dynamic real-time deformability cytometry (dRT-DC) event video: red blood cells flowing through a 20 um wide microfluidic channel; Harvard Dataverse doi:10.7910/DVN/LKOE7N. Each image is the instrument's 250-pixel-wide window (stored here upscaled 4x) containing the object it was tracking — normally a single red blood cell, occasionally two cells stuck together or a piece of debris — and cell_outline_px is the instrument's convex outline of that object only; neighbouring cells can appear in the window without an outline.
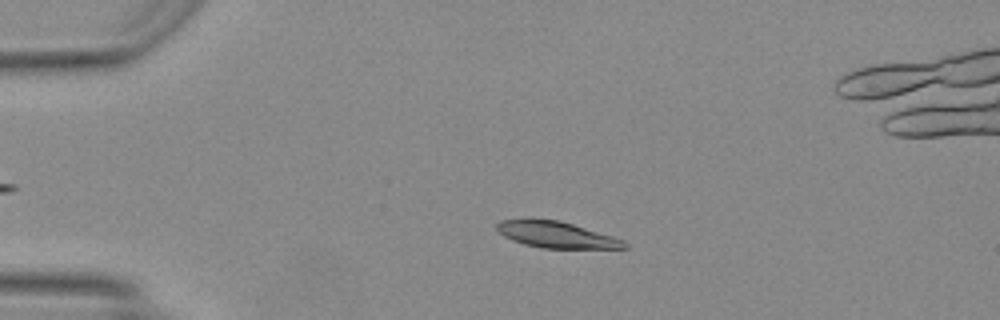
{"species": "Egyptian fruit bat (a non-hibernating species)", "species_latin": "Rousettus aegyptiacus", "temperature_condition": "warm", "stored_images_in_passage": 43, "camera_frame_rate_fps": 3000, "um_per_image_px": 0.085, "animal": {"sex": "female"}, "frame": {"image": 1, "passage_image": 11, "time_ms": 3.333, "image_size_px": [1000, 320], "cell_outline_px": [[628, 248], [540, 248], [524, 244], [512, 240], [504, 236], [496, 228], [496, 224], [500, 220], [528, 216], [560, 220], [612, 236], [624, 240], [628, 244]], "centroid_in_image_um": [47.21, 19.91], "position_along_channel_um": 37.8, "area_um2": 20.06}}
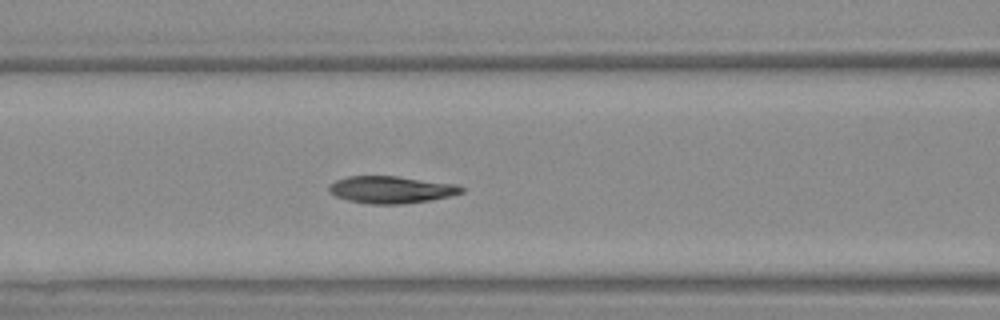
{"frame": {"image": 2, "passage_image": 21, "time_ms": 6.667, "image_size_px": [1000, 320], "cell_outline_px": [[464, 192], [432, 200], [404, 204], [368, 204], [348, 200], [336, 196], [328, 192], [328, 184], [336, 180], [348, 176], [396, 176], [456, 184], [464, 188]], "centroid_in_image_um": [33.22, 16.12], "position_along_channel_um": 133.4, "area_um2": 21.04}}
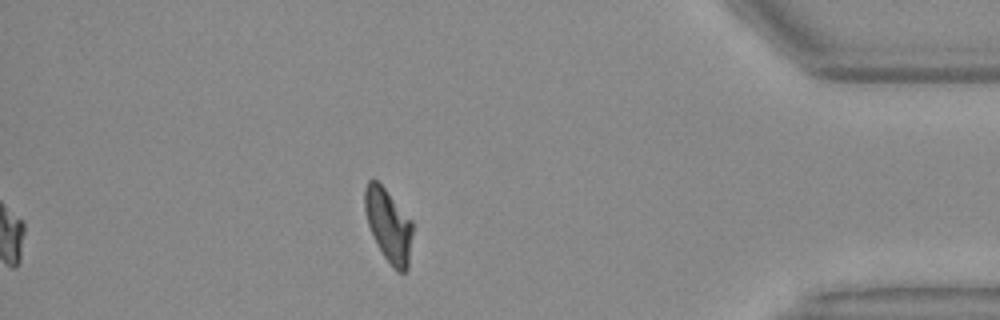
{"frame": {"image": 3, "passage_image": 43, "time_ms": 14.0, "image_size_px": [1000, 320], "cell_outline_px": [[412, 232], [408, 268], [404, 272], [396, 272], [384, 256], [368, 224], [364, 208], [364, 188], [368, 180], [376, 180], [384, 188], [412, 220]], "centroid_in_image_um": [33.02, 19.15], "position_along_channel_um": 402.2, "area_um2": 20.0}, "authors_computed_cell_mechanics": {"area_um2": 20.6346, "velocity_mm_per_s": 4.1716, "shape_relaxation_time_tau1_ms": 3.3834, "shape_relaxation_time_tau2_ms": 2.5272, "deformation_change_tau1": 0.1887, "deformation_change_tau2": 0.0616}}